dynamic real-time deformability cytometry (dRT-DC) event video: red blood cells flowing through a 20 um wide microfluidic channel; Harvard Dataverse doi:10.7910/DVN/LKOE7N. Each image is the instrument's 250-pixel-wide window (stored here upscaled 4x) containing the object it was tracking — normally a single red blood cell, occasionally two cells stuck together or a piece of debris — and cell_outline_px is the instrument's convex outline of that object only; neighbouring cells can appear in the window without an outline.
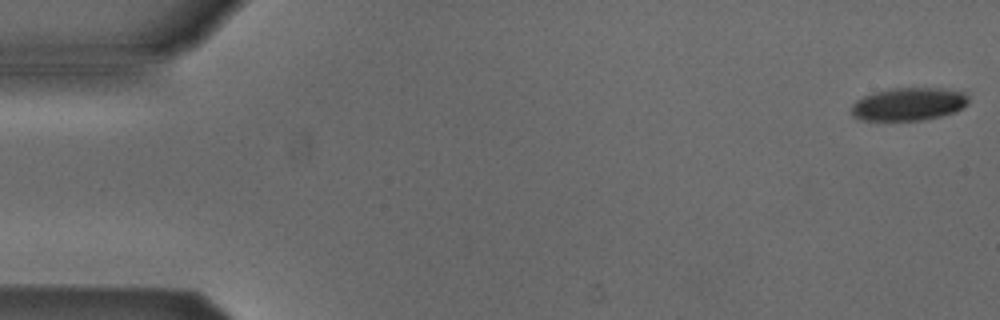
{"species": "Egyptian fruit bat (a non-hibernating species)", "species_latin": "Rousettus aegyptiacus", "temperature_condition": "cold", "stored_images_in_passage": 6, "segment_of_instrument_passage": [2, 2], "camera_frame_rate_fps": 3000, "um_per_image_px": 0.085, "animal": {"sex": "male"}, "frame": {"image": 1, "passage_image": 6, "time_ms": 6.0, "image_size_px": [1000, 320], "cell_outline_px": [[968, 104], [956, 112], [940, 116], [920, 120], [860, 120], [852, 116], [852, 104], [856, 100], [872, 92], [892, 88], [940, 88], [964, 92], [968, 96]], "centroid_in_image_um": [77.23, 8.84], "position_along_channel_um": 7.8, "area_um2": 22.54}}